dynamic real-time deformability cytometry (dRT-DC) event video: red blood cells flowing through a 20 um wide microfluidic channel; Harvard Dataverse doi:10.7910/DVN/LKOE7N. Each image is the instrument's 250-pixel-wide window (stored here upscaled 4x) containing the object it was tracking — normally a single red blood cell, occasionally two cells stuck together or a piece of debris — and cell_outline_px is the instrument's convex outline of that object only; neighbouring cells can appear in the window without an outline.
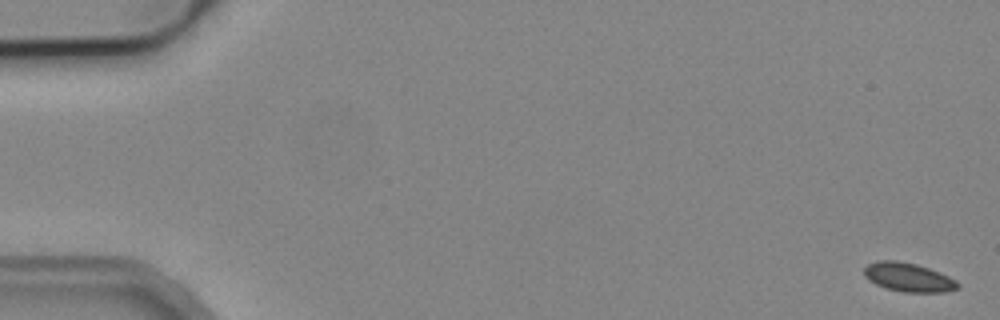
{"species": "common noctule bat (a hibernating species)", "species_latin": "Nyctalus noctula", "temperature_condition": "cold", "stored_images_in_passage": 6, "camera_frame_rate_fps": 3000, "um_per_image_px": 0.085, "animal": {"sex": "male", "body_mass_g": 19.2, "forearm_length_mm": 51.8}, "frame": {"image": 1, "passage_image": 1, "time_ms": 0.0, "image_size_px": [1000, 320], "cell_outline_px": [[960, 288], [948, 292], [904, 292], [884, 288], [868, 280], [864, 276], [864, 268], [868, 264], [880, 260], [896, 260], [916, 264], [940, 272], [956, 280], [960, 284]], "centroid_in_image_um": [77.23, 23.58], "position_along_channel_um": 7.8, "area_um2": 15.9}}